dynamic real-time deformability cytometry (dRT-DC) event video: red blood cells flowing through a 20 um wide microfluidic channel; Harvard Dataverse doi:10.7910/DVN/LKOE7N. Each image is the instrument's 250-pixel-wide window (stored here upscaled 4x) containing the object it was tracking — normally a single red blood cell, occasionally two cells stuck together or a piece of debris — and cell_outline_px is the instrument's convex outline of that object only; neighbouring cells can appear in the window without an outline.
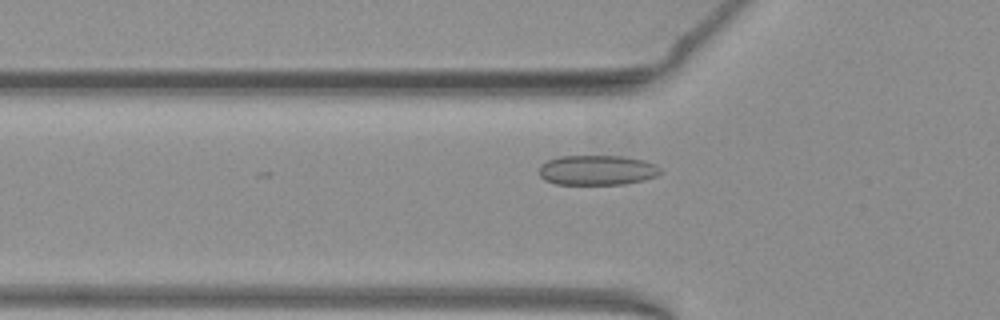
{"species": "common noctule bat (a hibernating species)", "species_latin": "Nyctalus noctula", "temperature_condition": "warm", "stored_images_in_passage": 30, "camera_frame_rate_fps": 3000, "um_per_image_px": 0.085, "animal": {"sex": "female", "body_mass_g": 19.3, "forearm_length_mm": 54.1}, "frame": {"image": 1, "passage_image": 4, "time_ms": 1.0, "image_size_px": [1000, 320], "cell_outline_px": [[664, 172], [656, 176], [644, 180], [624, 184], [556, 184], [544, 180], [540, 176], [540, 164], [548, 160], [560, 156], [620, 156], [644, 160], [656, 164]], "centroid_in_image_um": [50.78, 14.46], "position_along_channel_um": 75.0, "area_um2": 21.27}}
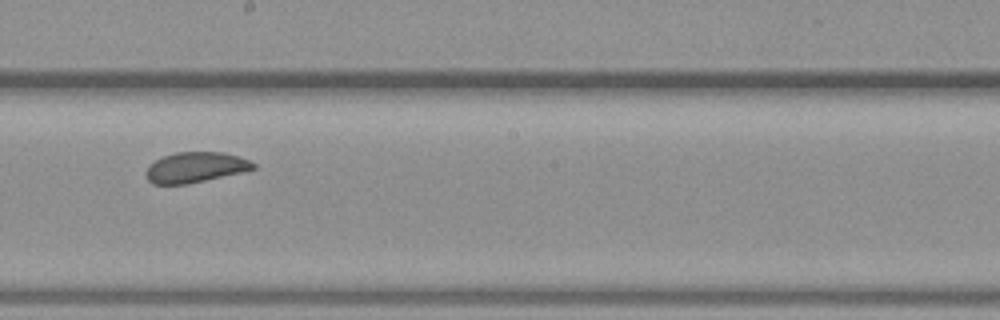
{"frame": {"image": 2, "passage_image": 16, "time_ms": 5.0, "image_size_px": [1000, 320], "cell_outline_px": [[256, 168], [240, 172], [188, 184], [152, 184], [148, 180], [144, 172], [148, 164], [164, 156], [176, 152], [224, 152], [248, 160], [256, 164]], "centroid_in_image_um": [16.55, 14.22], "position_along_channel_um": 231.6, "area_um2": 18.9}}
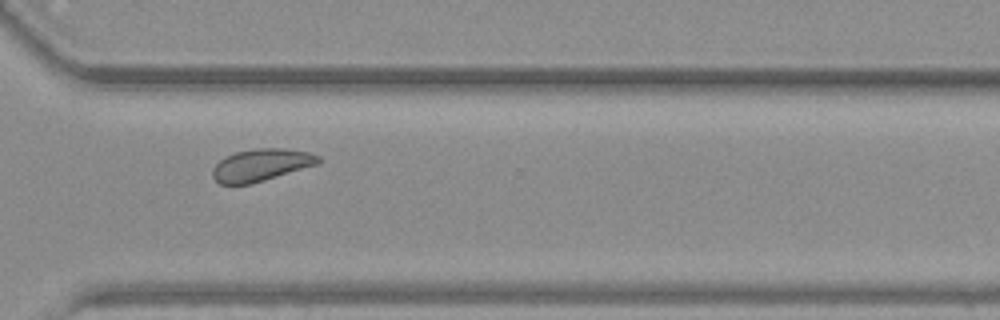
{"frame": {"image": 3, "passage_image": 25, "time_ms": 8.0, "image_size_px": [1000, 320], "cell_outline_px": [[320, 164], [252, 184], [220, 184], [212, 176], [212, 168], [220, 160], [236, 152], [252, 148], [284, 148], [308, 152], [320, 156]], "centroid_in_image_um": [22.23, 14.02], "position_along_channel_um": 348.4, "area_um2": 20.0}, "authors_computed_cell_mechanics": {"area_um2": 19.7098, "velocity_mm_per_s": 3.8993, "shape_relaxation_time_tau1_ms": 4.6628, "shape_relaxation_time_tau2_ms": null, "deformation_change_tau1": 0.0699, "deformation_change_tau2": null}}